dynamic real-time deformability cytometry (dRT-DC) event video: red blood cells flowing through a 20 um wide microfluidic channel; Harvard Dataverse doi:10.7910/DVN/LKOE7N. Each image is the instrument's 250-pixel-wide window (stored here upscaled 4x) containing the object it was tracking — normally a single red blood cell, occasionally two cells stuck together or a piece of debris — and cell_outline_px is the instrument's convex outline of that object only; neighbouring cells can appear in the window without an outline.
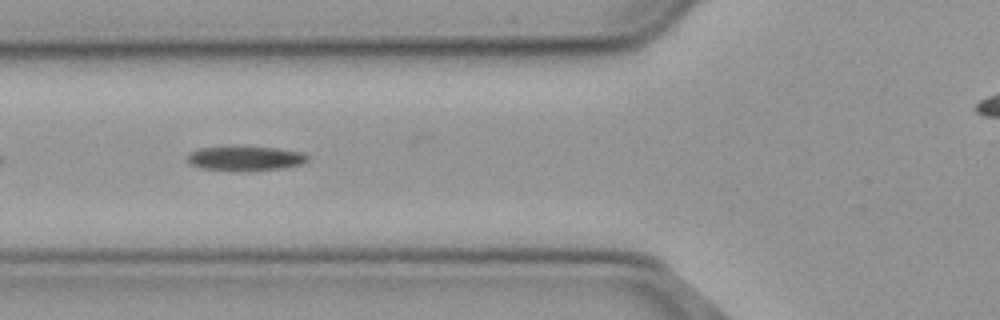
{"species": "common noctule bat (a hibernating species)", "species_latin": "Nyctalus noctula", "temperature_condition": "cold", "stored_images_in_passage": 37, "camera_frame_rate_fps": 3000, "um_per_image_px": 0.085, "animal": {"sex": "male", "body_mass_g": 23.1, "forearm_length_mm": 52.7}, "frame": {"image": 1, "passage_image": 6, "time_ms": 1.667, "image_size_px": [1000, 320], "cell_outline_px": [[308, 160], [300, 164], [280, 168], [200, 168], [192, 164], [188, 160], [188, 152], [200, 148], [276, 148], [304, 152], [308, 156]], "centroid_in_image_um": [20.89, 13.43], "position_along_channel_um": 104.9, "area_um2": 15.66}, "authors_computed_cell_mechanics": {"area_um2": 16.762, "velocity_mm_per_s": 3.6957, "shape_relaxation_time_tau1_ms": 11.0582, "shape_relaxation_time_tau2_ms": null, "deformation_change_tau1": 0.2508, "deformation_change_tau2": null}}